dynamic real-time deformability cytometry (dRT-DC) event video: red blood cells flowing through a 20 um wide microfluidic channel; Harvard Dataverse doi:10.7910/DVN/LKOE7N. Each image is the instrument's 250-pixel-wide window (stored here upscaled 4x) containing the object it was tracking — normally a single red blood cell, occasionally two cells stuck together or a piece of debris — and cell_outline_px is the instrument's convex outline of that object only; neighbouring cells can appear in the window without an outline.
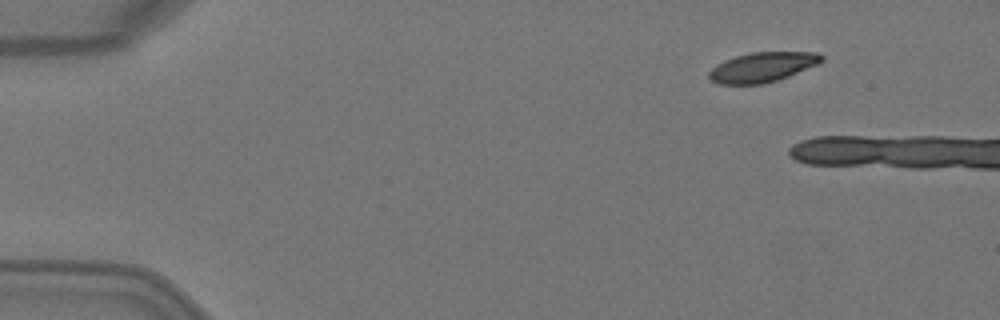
{"species": "Egyptian fruit bat (a non-hibernating species)", "species_latin": "Rousettus aegyptiacus", "temperature_condition": "warm", "stored_images_in_passage": 2, "camera_frame_rate_fps": 3000, "um_per_image_px": 0.085, "animal": {"sex": "female"}, "frame": {"image": 1, "passage_image": 1, "time_ms": 0.0, "image_size_px": [1000, 320], "cell_outline_px": [[824, 60], [820, 64], [788, 76], [764, 84], [720, 84], [712, 80], [708, 76], [708, 72], [716, 64], [724, 60], [736, 56], [752, 52], [820, 52], [824, 56]], "centroid_in_image_um": [64.84, 5.7], "position_along_channel_um": 20.2, "area_um2": 19.65}}